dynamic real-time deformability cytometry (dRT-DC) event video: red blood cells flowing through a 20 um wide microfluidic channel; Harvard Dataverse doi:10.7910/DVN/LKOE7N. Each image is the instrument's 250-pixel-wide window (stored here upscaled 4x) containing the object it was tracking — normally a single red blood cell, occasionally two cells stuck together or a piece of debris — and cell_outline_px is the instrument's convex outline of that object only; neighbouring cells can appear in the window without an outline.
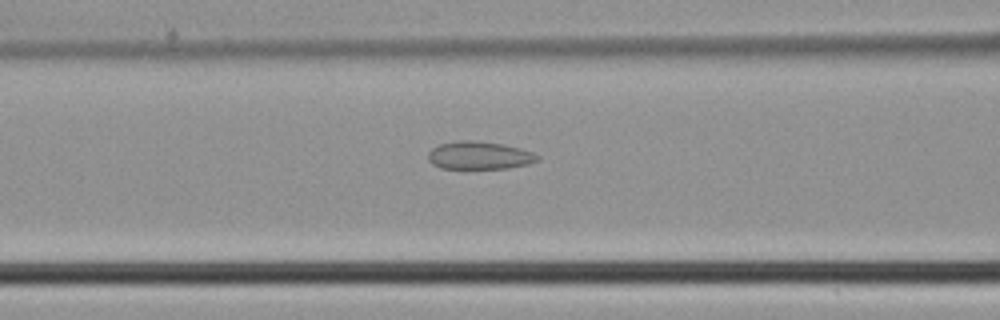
{"species": "common noctule bat (a hibernating species)", "species_latin": "Nyctalus noctula", "temperature_condition": "cold", "stored_images_in_passage": 46, "camera_frame_rate_fps": 3000, "um_per_image_px": 0.085, "animal": {"sex": "male", "body_mass_g": 21.5, "forearm_length_mm": 52.0}, "frame": {"image": 1, "passage_image": 19, "time_ms": 6.0, "image_size_px": [1000, 320], "cell_outline_px": [[540, 160], [528, 164], [508, 168], [440, 168], [432, 164], [428, 160], [428, 152], [432, 148], [440, 144], [460, 140], [476, 140], [504, 144], [520, 148], [532, 152], [540, 156]], "centroid_in_image_um": [40.75, 13.2], "position_along_channel_um": 125.9, "area_um2": 17.86}}
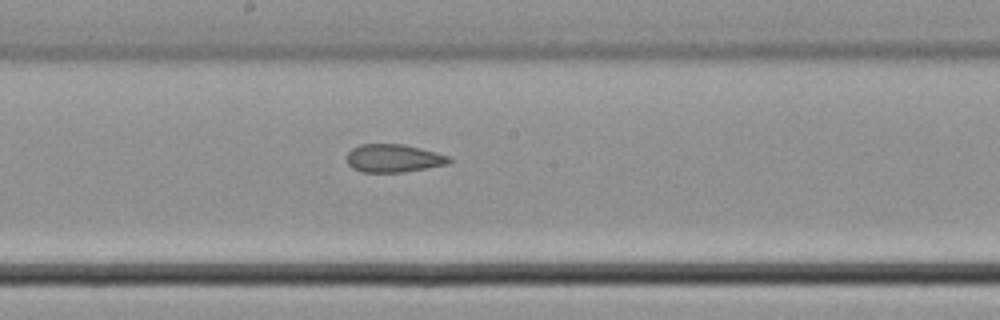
{"frame": {"image": 2, "passage_image": 25, "time_ms": 8.0, "image_size_px": [1000, 320], "cell_outline_px": [[452, 160], [448, 164], [400, 172], [360, 172], [352, 168], [348, 164], [348, 152], [352, 148], [360, 144], [404, 144], [452, 156]], "centroid_in_image_um": [33.46, 13.44], "position_along_channel_um": 214.7, "area_um2": 16.7}}
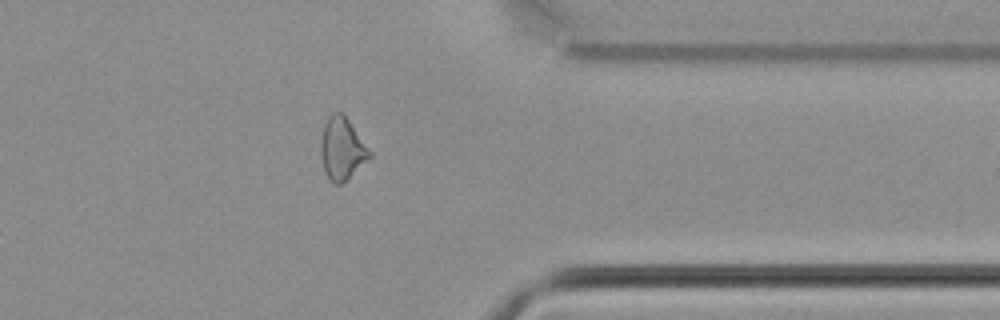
{"frame": {"image": 3, "passage_image": 37, "time_ms": 12.0, "image_size_px": [1000, 320], "cell_outline_px": [[372, 156], [340, 184], [336, 184], [328, 176], [324, 168], [320, 152], [320, 144], [324, 124], [328, 116], [336, 112], [344, 112], [372, 152]], "centroid_in_image_um": [29.08, 12.57], "position_along_channel_um": 382.3, "area_um2": 17.51}}